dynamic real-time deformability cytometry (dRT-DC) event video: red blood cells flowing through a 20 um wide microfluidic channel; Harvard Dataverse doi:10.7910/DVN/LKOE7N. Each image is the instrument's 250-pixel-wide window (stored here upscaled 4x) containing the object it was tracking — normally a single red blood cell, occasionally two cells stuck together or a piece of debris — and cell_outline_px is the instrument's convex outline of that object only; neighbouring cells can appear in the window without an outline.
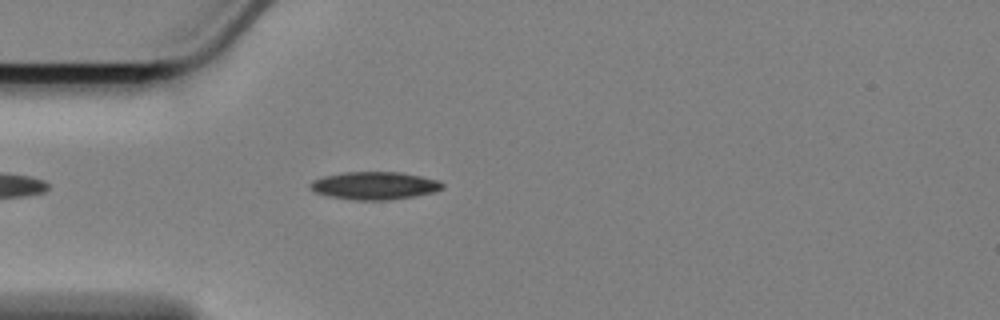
{"species": "Egyptian fruit bat (a non-hibernating species)", "species_latin": "Rousettus aegyptiacus", "temperature_condition": "cold", "stored_images_in_passage": 19, "camera_frame_rate_fps": 3000, "um_per_image_px": 0.085, "animal": {"sex": "female"}, "frame": {"image": 1, "passage_image": 1, "time_ms": 0.0, "image_size_px": [1000, 320], "cell_outline_px": [[444, 188], [432, 192], [412, 196], [388, 200], [356, 200], [328, 196], [312, 192], [308, 188], [308, 184], [312, 180], [324, 176], [344, 172], [400, 172], [440, 180], [444, 184]], "centroid_in_image_um": [31.78, 15.77], "position_along_channel_um": 53.2, "area_um2": 21.5}}
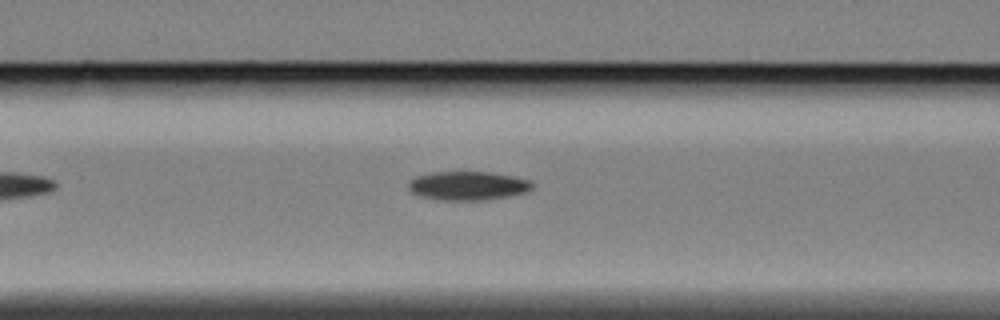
{"frame": {"image": 2, "passage_image": 8, "time_ms": 2.333, "image_size_px": [1000, 320], "cell_outline_px": [[536, 184], [532, 188], [524, 192], [508, 196], [488, 200], [440, 200], [420, 196], [412, 192], [408, 188], [408, 180], [416, 176], [432, 172], [492, 172], [532, 180]], "centroid_in_image_um": [39.77, 15.78], "position_along_channel_um": 126.8, "area_um2": 20.98}}
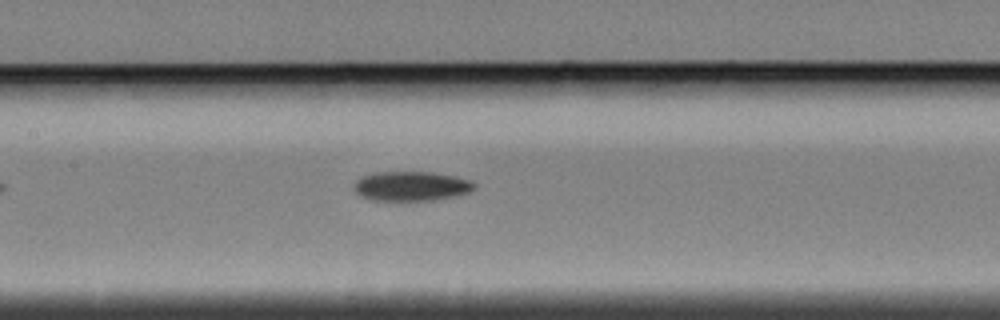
{"frame": {"image": 3, "passage_image": 12, "time_ms": 3.667, "image_size_px": [1000, 320], "cell_outline_px": [[476, 188], [468, 192], [456, 196], [436, 200], [372, 200], [360, 196], [356, 192], [356, 180], [364, 176], [376, 172], [432, 172], [456, 176], [472, 180], [476, 184]], "centroid_in_image_um": [35.03, 15.82], "position_along_channel_um": 172.4, "area_um2": 20.69}}